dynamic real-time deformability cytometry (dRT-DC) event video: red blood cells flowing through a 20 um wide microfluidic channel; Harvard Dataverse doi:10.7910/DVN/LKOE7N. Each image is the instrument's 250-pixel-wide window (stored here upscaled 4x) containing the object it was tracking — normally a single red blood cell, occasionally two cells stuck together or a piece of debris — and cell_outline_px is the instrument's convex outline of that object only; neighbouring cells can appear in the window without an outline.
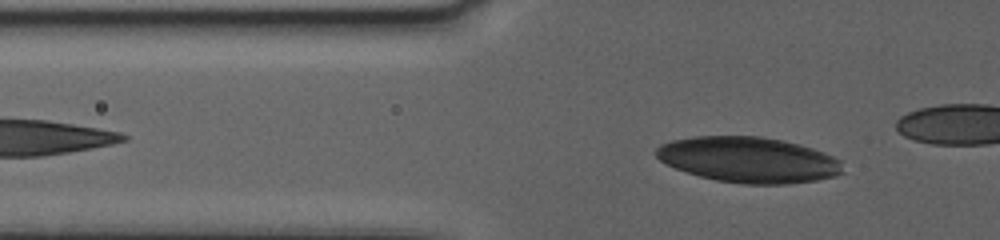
{"species": "human", "species_latin": "Homo sapiens", "temperature_condition": "warm", "stored_images_in_passage": 45, "camera_frame_rate_fps": 3000, "um_per_image_px": 0.085, "donor": {"sex": "female"}, "frame": {"image": 1, "passage_image": 10, "time_ms": 3.0, "image_size_px": [1000, 240], "cell_outline_px": [[840, 172], [836, 176], [816, 180], [788, 184], [744, 184], [716, 180], [700, 176], [676, 168], [660, 160], [656, 156], [656, 148], [660, 144], [672, 140], [696, 136], [760, 136], [784, 140], [812, 148], [824, 152], [840, 160]], "centroid_in_image_um": [63.61, 13.57], "position_along_channel_um": 62.2, "area_um2": 49.36}}
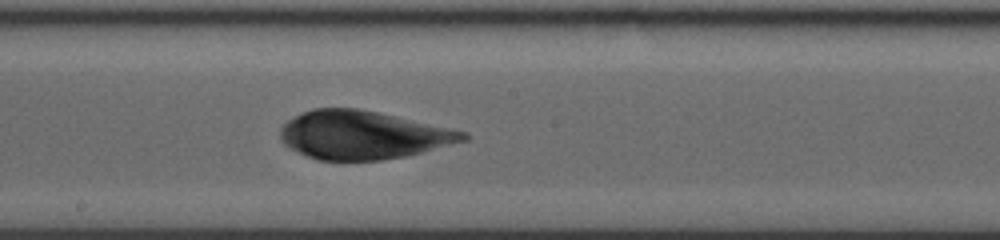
{"frame": {"image": 2, "passage_image": 26, "time_ms": 8.333, "image_size_px": [1000, 240], "cell_outline_px": [[468, 140], [408, 156], [380, 160], [320, 160], [308, 156], [288, 148], [280, 140], [280, 128], [288, 120], [312, 108], [356, 108], [376, 112], [468, 132]], "centroid_in_image_um": [30.83, 11.48], "position_along_channel_um": 217.4, "area_um2": 51.21}}
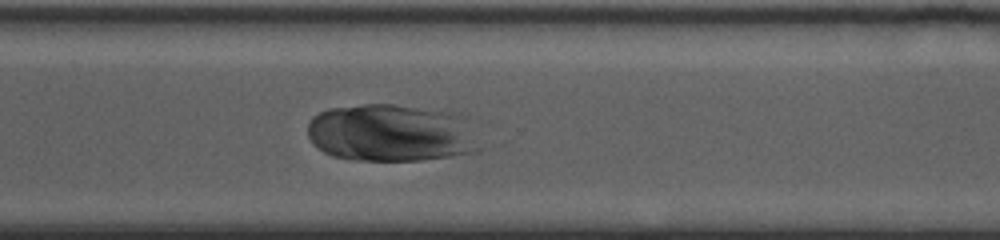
{"frame": {"image": 3, "passage_image": 37, "time_ms": 12.0, "image_size_px": [1000, 240], "cell_outline_px": [[468, 152], [452, 156], [420, 160], [364, 160], [332, 156], [324, 152], [312, 144], [308, 136], [308, 124], [312, 116], [328, 108], [364, 104], [392, 104], [464, 116]], "centroid_in_image_um": [32.95, 11.29], "position_along_channel_um": 337.7, "area_um2": 55.26}}